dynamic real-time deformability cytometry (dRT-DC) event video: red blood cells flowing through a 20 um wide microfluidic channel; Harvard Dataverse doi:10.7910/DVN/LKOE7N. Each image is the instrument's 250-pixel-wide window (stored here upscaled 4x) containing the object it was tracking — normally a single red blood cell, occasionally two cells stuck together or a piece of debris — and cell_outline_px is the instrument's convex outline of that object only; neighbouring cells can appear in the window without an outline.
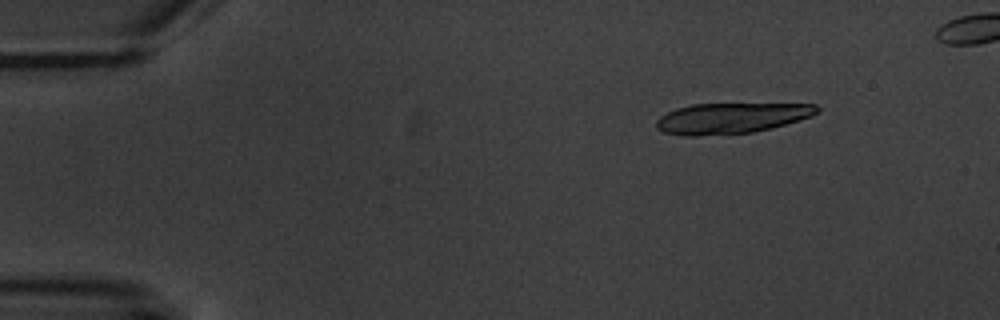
{"species": "common noctule bat (a hibernating species)", "species_latin": "Nyctalus noctula", "temperature_condition": "warm", "stored_images_in_passage": 6, "camera_frame_rate_fps": 3000, "um_per_image_px": 0.085, "animal": {"sex": "male", "body_mass_g": 20.1, "forearm_length_mm": 53.5}, "frame": {"image": 1, "passage_image": 2, "time_ms": 2.0, "image_size_px": [1000, 320], "cell_outline_px": [[820, 108], [812, 116], [772, 128], [752, 132], [696, 136], [684, 136], [664, 132], [656, 128], [656, 120], [660, 116], [676, 108], [692, 104], [816, 104]], "centroid_in_image_um": [62.13, 10.04], "position_along_channel_um": 22.9, "area_um2": 28.55}}